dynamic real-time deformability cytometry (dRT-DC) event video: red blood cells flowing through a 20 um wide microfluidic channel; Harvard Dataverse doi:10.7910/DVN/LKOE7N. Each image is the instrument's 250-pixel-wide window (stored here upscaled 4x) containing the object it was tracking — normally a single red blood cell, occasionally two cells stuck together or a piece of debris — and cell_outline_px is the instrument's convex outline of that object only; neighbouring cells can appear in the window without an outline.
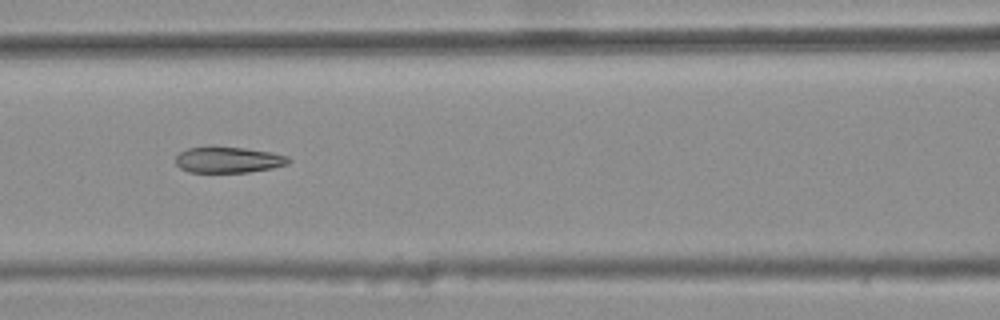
{"species": "common noctule bat (a hibernating species)", "species_latin": "Nyctalus noctula", "temperature_condition": "warm", "stored_images_in_passage": 4, "camera_frame_rate_fps": 3000, "um_per_image_px": 0.085, "animal": {"sex": "female", "body_mass_g": 25.1}, "frame": {"image": 1, "passage_image": 3, "time_ms": 0.667, "image_size_px": [1000, 320], "cell_outline_px": [[292, 160], [288, 164], [272, 168], [248, 172], [188, 172], [180, 168], [176, 164], [176, 156], [180, 152], [188, 148], [208, 144], [212, 144], [244, 148], [272, 152], [288, 156]], "centroid_in_image_um": [19.38, 13.55], "position_along_channel_um": 147.2, "area_um2": 17.69}}
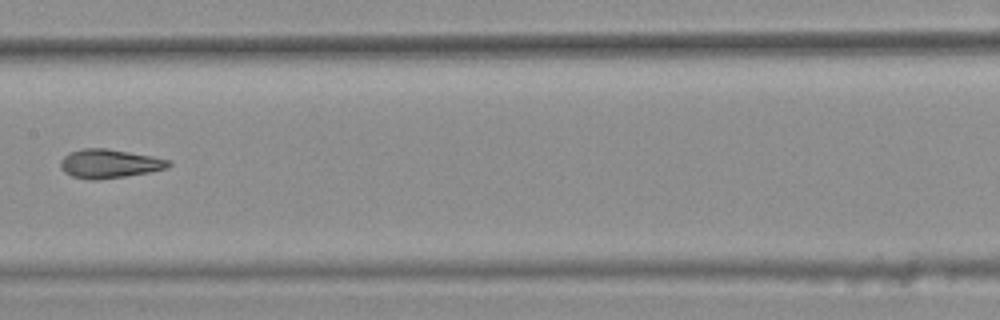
{"frame": {"image": 2, "passage_image": 4, "time_ms": 1.0, "image_size_px": [1000, 320], "cell_outline_px": [[172, 164], [164, 168], [148, 172], [124, 176], [96, 180], [88, 180], [72, 176], [64, 172], [60, 168], [60, 160], [64, 156], [72, 152], [84, 148], [108, 148], [152, 156], [168, 160]], "centroid_in_image_um": [9.24, 13.91], "position_along_channel_um": 198.2, "area_um2": 17.98}}